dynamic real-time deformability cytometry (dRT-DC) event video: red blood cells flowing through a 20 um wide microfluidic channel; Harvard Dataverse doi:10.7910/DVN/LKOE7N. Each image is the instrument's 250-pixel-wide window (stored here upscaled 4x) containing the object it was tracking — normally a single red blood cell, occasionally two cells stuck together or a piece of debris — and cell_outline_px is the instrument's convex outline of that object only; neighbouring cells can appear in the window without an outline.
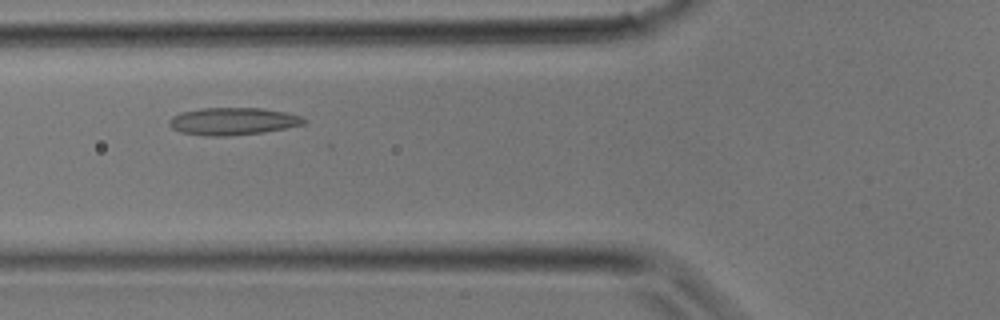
{"species": "common noctule bat (a hibernating species)", "species_latin": "Nyctalus noctula", "temperature_condition": "room temperature", "stored_images_in_passage": 24, "camera_frame_rate_fps": 3000, "um_per_image_px": 0.085, "animal": {"sex": "male", "body_mass_g": 17.9}, "frame": {"image": 1, "passage_image": 3, "time_ms": 0.667, "image_size_px": [1000, 320], "cell_outline_px": [[308, 120], [304, 124], [284, 128], [260, 132], [228, 136], [208, 136], [180, 132], [172, 128], [168, 124], [168, 120], [172, 116], [180, 112], [204, 108], [264, 108], [284, 112], [300, 116]], "centroid_in_image_um": [19.76, 10.3], "position_along_channel_um": 106.0, "area_um2": 21.39}}
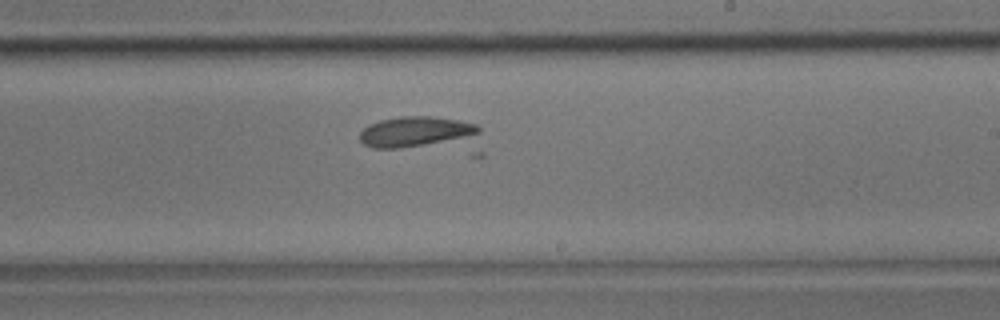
{"frame": {"image": 2, "passage_image": 10, "time_ms": 3.0, "image_size_px": [1000, 320], "cell_outline_px": [[480, 132], [424, 144], [400, 148], [372, 148], [364, 144], [360, 140], [360, 132], [368, 124], [380, 120], [400, 116], [432, 116], [456, 120], [476, 124], [480, 128]], "centroid_in_image_um": [35.15, 11.16], "position_along_channel_um": 253.8, "area_um2": 20.06}}
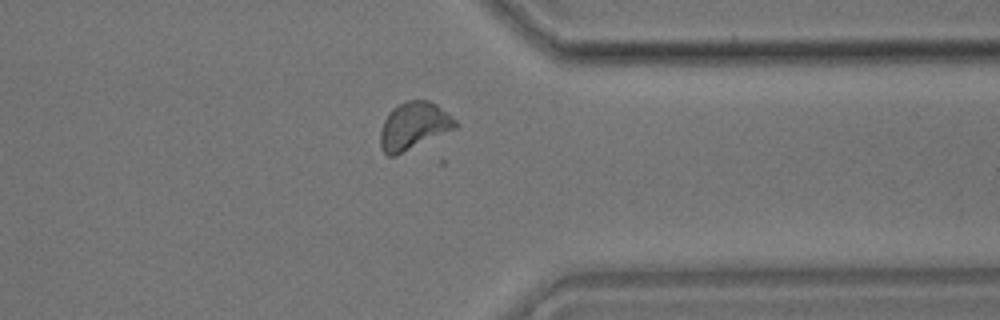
{"frame": {"image": 3, "passage_image": 16, "time_ms": 5.0, "image_size_px": [1000, 320], "cell_outline_px": [[460, 124], [456, 128], [396, 156], [388, 156], [380, 148], [380, 132], [384, 120], [388, 112], [392, 108], [408, 100], [428, 100], [436, 104], [456, 120]], "centroid_in_image_um": [35.16, 10.71], "position_along_channel_um": 376.2, "area_um2": 20.75}}